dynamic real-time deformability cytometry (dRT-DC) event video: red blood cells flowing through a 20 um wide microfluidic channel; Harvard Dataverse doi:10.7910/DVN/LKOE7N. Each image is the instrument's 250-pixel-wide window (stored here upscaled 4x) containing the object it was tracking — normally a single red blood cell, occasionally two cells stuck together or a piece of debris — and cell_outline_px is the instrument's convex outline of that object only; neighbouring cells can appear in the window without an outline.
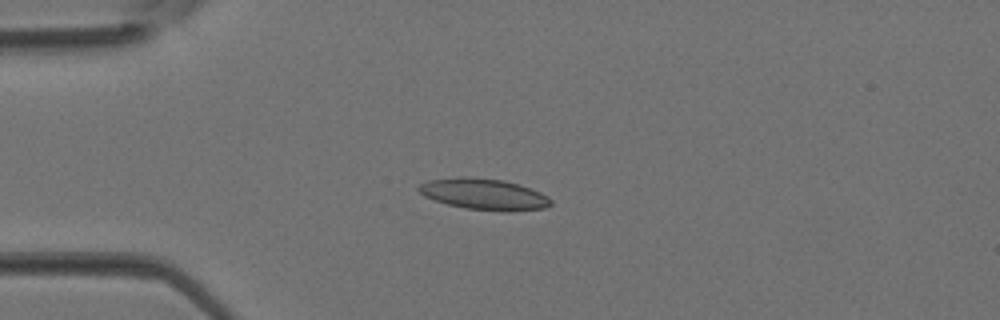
{"species": "Egyptian fruit bat (a non-hibernating species)", "species_latin": "Rousettus aegyptiacus", "temperature_condition": "room temperature", "stored_images_in_passage": 3, "camera_frame_rate_fps": 3000, "um_per_image_px": 0.085, "animal": {"sex": "female"}, "frame": {"image": 1, "passage_image": 3, "time_ms": 0.667, "image_size_px": [1000, 320], "cell_outline_px": [[552, 204], [544, 208], [504, 212], [464, 208], [448, 204], [424, 196], [416, 188], [420, 184], [428, 180], [504, 180], [520, 184], [540, 192], [548, 196], [552, 200]], "centroid_in_image_um": [41.23, 16.56], "position_along_channel_um": 43.8, "area_um2": 23.0}}